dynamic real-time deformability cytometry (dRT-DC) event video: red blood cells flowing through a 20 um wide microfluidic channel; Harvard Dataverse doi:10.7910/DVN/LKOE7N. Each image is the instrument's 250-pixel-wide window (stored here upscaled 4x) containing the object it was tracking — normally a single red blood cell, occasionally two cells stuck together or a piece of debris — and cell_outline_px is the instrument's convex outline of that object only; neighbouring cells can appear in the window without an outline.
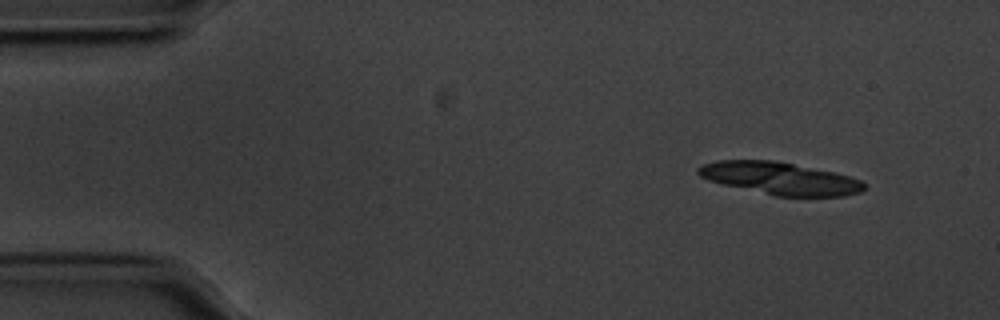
{"species": "common noctule bat (a hibernating species)", "species_latin": "Nyctalus noctula", "temperature_condition": "cold", "stored_images_in_passage": 10, "camera_frame_rate_fps": 3000, "um_per_image_px": 0.085, "animal": {"sex": "male", "body_mass_g": 20.1, "forearm_length_mm": 53.5}, "frame": {"image": 1, "passage_image": 1, "time_ms": 0.0, "image_size_px": [1000, 320], "cell_outline_px": [[864, 188], [860, 192], [844, 196], [772, 196], [708, 180], [700, 176], [696, 172], [696, 168], [704, 164], [720, 160], [772, 160], [832, 172], [848, 176], [860, 180], [864, 184]], "centroid_in_image_um": [66.25, 15.17], "position_along_channel_um": 18.7, "area_um2": 30.92}}